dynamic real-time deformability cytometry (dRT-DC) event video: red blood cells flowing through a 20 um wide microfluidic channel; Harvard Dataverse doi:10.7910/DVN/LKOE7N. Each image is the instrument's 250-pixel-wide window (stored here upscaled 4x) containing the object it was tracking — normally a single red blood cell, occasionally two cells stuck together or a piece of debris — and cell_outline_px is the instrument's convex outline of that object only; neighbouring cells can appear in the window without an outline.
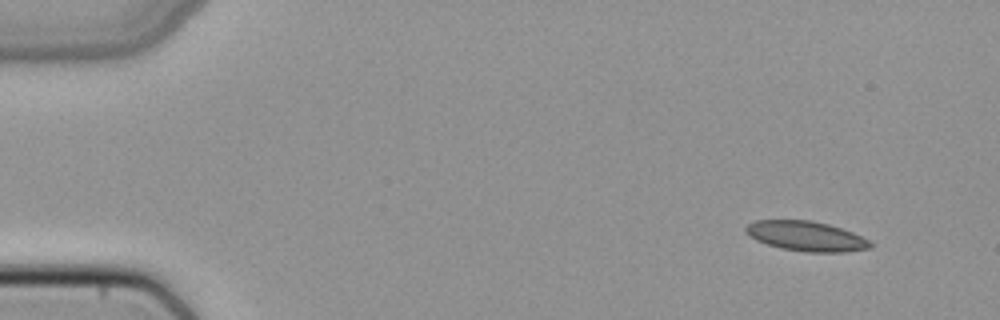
{"species": "common noctule bat (a hibernating species)", "species_latin": "Nyctalus noctula", "temperature_condition": "cold", "stored_images_in_passage": 11, "camera_frame_rate_fps": 3000, "um_per_image_px": 0.085, "animal": {"sex": "female", "body_mass_g": 22.7, "forearm_length_mm": 54.2}, "frame": {"image": 1, "passage_image": 4, "time_ms": 1.0, "image_size_px": [1000, 320], "cell_outline_px": [[872, 248], [844, 252], [808, 252], [780, 248], [756, 240], [744, 232], [744, 228], [748, 224], [756, 220], [812, 220], [828, 224], [852, 232], [868, 240], [872, 244]], "centroid_in_image_um": [68.5, 20.07], "position_along_channel_um": 16.5, "area_um2": 21.62}}